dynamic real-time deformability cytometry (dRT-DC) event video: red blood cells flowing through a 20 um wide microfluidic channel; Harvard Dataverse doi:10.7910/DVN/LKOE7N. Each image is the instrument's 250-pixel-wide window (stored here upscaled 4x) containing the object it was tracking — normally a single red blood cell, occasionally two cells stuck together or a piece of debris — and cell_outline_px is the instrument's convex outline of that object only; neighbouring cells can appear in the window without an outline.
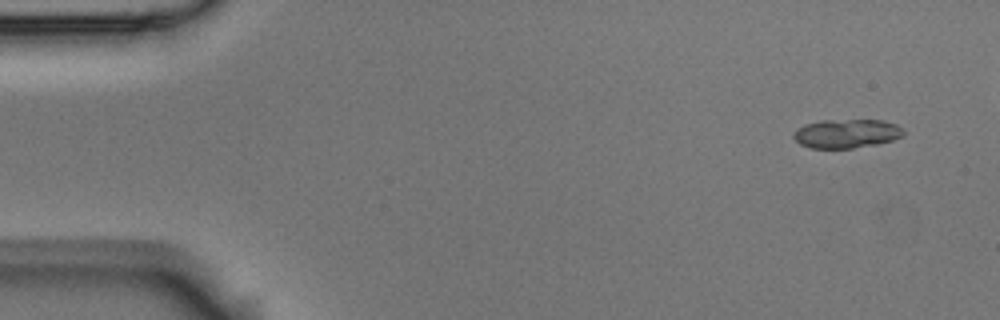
{"species": "Egyptian fruit bat (a non-hibernating species)", "species_latin": "Rousettus aegyptiacus", "temperature_condition": "room temperature", "stored_images_in_passage": 5, "segment_of_instrument_passage": [2, 2], "camera_frame_rate_fps": 3000, "um_per_image_px": 0.085, "animal": {"sex": "male"}, "frame": {"image": 1, "passage_image": 5, "time_ms": 1.333, "image_size_px": [1000, 320], "cell_outline_px": [[904, 136], [892, 140], [876, 144], [852, 148], [808, 148], [800, 144], [792, 136], [792, 132], [796, 128], [804, 124], [820, 120], [884, 120], [896, 124], [904, 132]], "centroid_in_image_um": [71.91, 11.35], "position_along_channel_um": 13.1, "area_um2": 18.67}}